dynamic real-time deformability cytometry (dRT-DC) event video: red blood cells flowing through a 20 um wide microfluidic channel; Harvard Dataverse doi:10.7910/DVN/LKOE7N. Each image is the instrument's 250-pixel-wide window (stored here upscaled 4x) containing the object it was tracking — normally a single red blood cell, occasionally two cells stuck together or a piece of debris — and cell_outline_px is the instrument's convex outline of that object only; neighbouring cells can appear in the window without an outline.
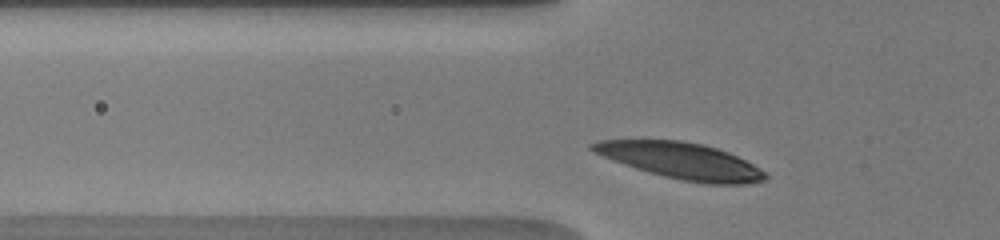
{"species": "human", "species_latin": "Homo sapiens", "temperature_condition": "warm", "stored_images_in_passage": 24, "camera_frame_rate_fps": 3000, "um_per_image_px": 0.085, "donor": {"sex": "male"}, "frame": {"image": 1, "passage_image": 2, "time_ms": 0.333, "image_size_px": [1000, 240], "cell_outline_px": [[768, 176], [764, 180], [748, 184], [704, 184], [664, 176], [636, 168], [612, 160], [592, 152], [588, 148], [588, 144], [600, 140], [680, 140], [704, 144], [728, 152], [760, 168]], "centroid_in_image_um": [57.87, 13.66], "position_along_channel_um": 67.9, "area_um2": 36.36}}
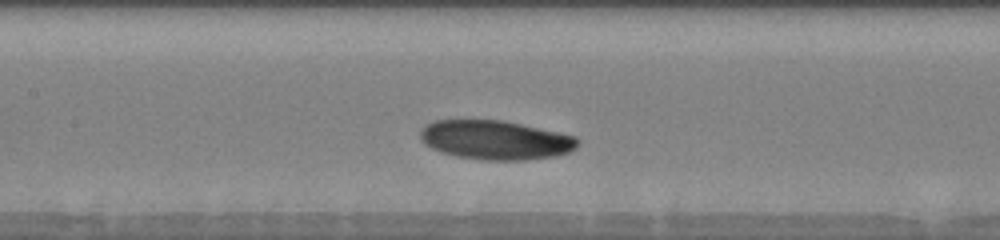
{"frame": {"image": 2, "passage_image": 8, "time_ms": 3.0, "image_size_px": [1000, 240], "cell_outline_px": [[580, 140], [576, 148], [572, 152], [556, 156], [528, 160], [484, 160], [456, 156], [440, 152], [432, 148], [420, 136], [420, 132], [428, 124], [436, 120], [500, 120], [520, 124], [576, 136]], "centroid_in_image_um": [42.18, 11.91], "position_along_channel_um": 165.2, "area_um2": 35.72}}
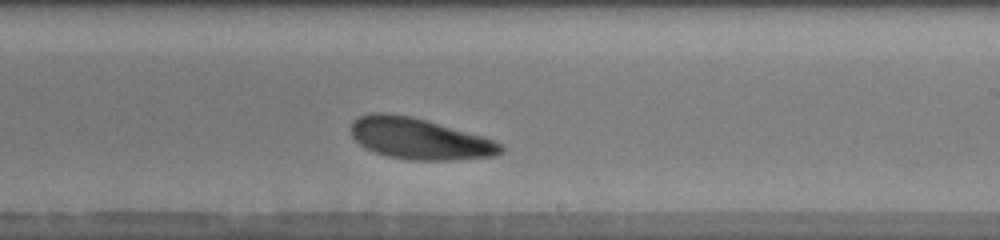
{"frame": {"image": 3, "passage_image": 13, "time_ms": 5.333, "image_size_px": [1000, 240], "cell_outline_px": [[504, 152], [496, 156], [452, 160], [408, 160], [388, 156], [364, 148], [352, 136], [352, 120], [368, 112], [384, 112], [408, 116], [428, 120], [484, 136], [500, 144], [504, 148]], "centroid_in_image_um": [35.66, 11.79], "position_along_channel_um": 253.3, "area_um2": 36.13}, "authors_computed_cell_mechanics": {"area_um2": 36.125, "velocity_mm_per_s": 3.7879, "shape_relaxation_time_tau1_ms": 2.0591, "shape_relaxation_time_tau2_ms": 7.1008, "deformation_change_tau1": 0.0907, "deformation_change_tau2": 0.1766}}